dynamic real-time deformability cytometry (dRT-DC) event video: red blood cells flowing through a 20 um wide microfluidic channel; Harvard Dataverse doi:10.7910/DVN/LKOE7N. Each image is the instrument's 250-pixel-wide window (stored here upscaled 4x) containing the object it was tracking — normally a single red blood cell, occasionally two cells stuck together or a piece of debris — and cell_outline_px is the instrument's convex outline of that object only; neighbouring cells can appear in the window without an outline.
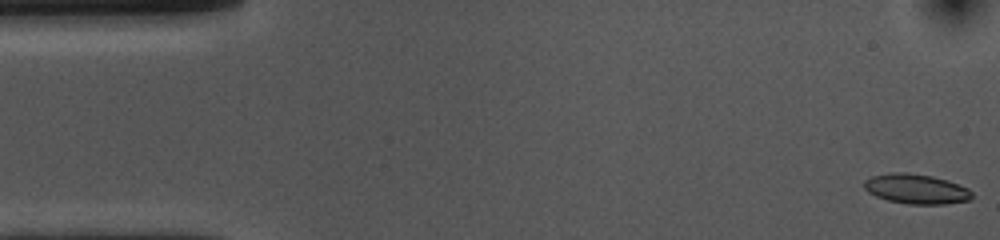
{"species": "common noctule bat (a hibernating species)", "species_latin": "Nyctalus noctula", "temperature_condition": "cold", "stored_images_in_passage": 53, "camera_frame_rate_fps": 3000, "um_per_image_px": 0.085, "animal": {"sex": "female", "body_mass_g": 10.0, "forearm_length_mm": 53.1}, "frame": {"image": 1, "passage_image": 1, "time_ms": 0.0, "image_size_px": [1000, 240], "cell_outline_px": [[972, 196], [968, 200], [944, 204], [908, 204], [888, 200], [876, 196], [868, 192], [864, 188], [864, 180], [872, 176], [892, 172], [904, 172], [932, 176], [948, 180], [968, 188], [972, 192]], "centroid_in_image_um": [77.86, 16.05], "position_along_channel_um": 7.1, "area_um2": 18.67}}
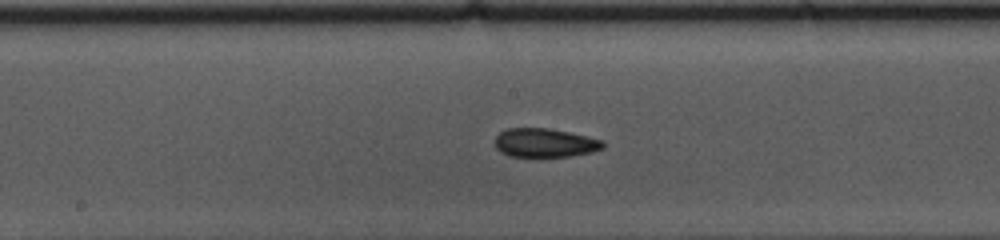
{"frame": {"image": 2, "passage_image": 26, "time_ms": 8.333, "image_size_px": [1000, 240], "cell_outline_px": [[604, 148], [592, 152], [572, 156], [508, 156], [500, 152], [496, 148], [496, 136], [500, 132], [508, 128], [548, 128], [568, 132], [604, 140]], "centroid_in_image_um": [46.32, 12.14], "position_along_channel_um": 201.9, "area_um2": 18.09}}
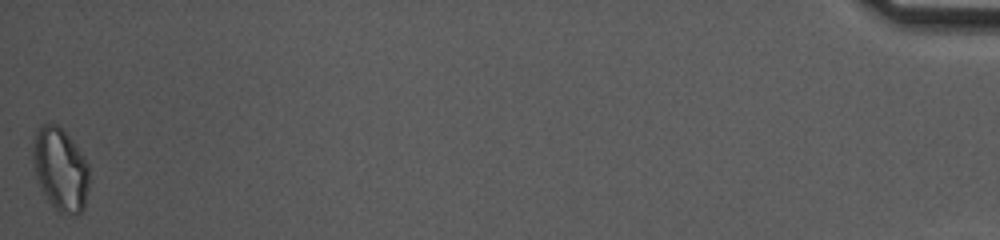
{"frame": {"image": 3, "passage_image": 53, "time_ms": 17.333, "image_size_px": [1000, 240], "cell_outline_px": [[88, 188], [84, 208], [76, 216], [60, 212], [48, 200], [36, 176], [32, 160], [32, 148], [36, 132], [40, 124], [56, 124], [68, 136], [88, 164]], "centroid_in_image_um": [5.12, 14.4], "position_along_channel_um": 430.1, "area_um2": 26.7}, "authors_computed_cell_mechanics": {"area_um2": 18.6694, "velocity_mm_per_s": 3.6824, "shape_relaxation_time_tau1_ms": 8.3047, "shape_relaxation_time_tau2_ms": 3.2313, "deformation_change_tau1": 0.1232, "deformation_change_tau2": 0.0765}}